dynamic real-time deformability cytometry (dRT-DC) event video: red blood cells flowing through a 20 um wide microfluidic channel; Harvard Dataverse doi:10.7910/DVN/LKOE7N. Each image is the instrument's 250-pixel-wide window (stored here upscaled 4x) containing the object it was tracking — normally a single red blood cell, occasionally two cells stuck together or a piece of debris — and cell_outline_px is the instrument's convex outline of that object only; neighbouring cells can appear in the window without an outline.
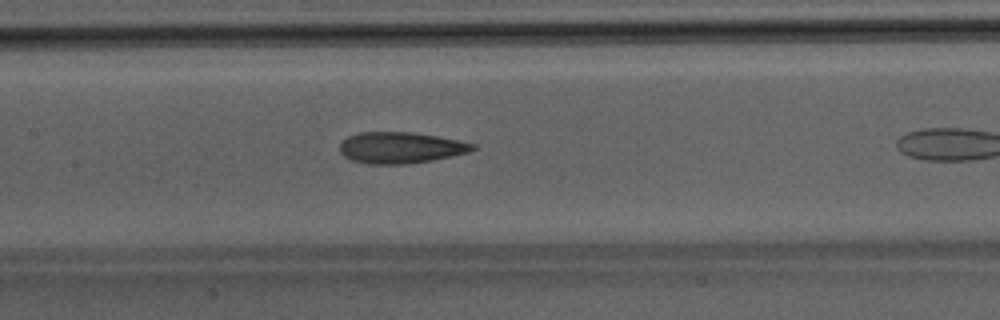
{"species": "Egyptian fruit bat (a non-hibernating species)", "species_latin": "Rousettus aegyptiacus", "temperature_condition": "room temperature", "stored_images_in_passage": 22, "camera_frame_rate_fps": 3000, "um_per_image_px": 0.085, "animal": {"sex": "male"}, "frame": {"image": 1, "passage_image": 7, "time_ms": 2.0, "image_size_px": [1000, 320], "cell_outline_px": [[476, 148], [468, 152], [432, 160], [408, 164], [368, 164], [352, 160], [344, 156], [340, 152], [340, 144], [348, 136], [360, 132], [416, 132], [476, 144]], "centroid_in_image_um": [34.03, 12.55], "position_along_channel_um": 173.4, "area_um2": 24.1}}
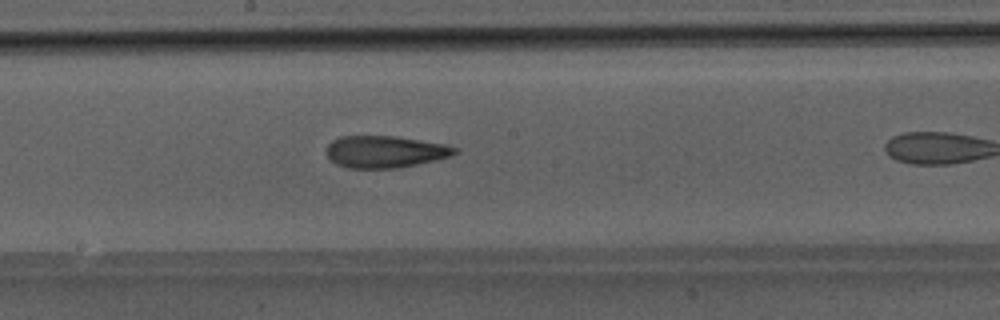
{"frame": {"image": 2, "passage_image": 10, "time_ms": 3.0, "image_size_px": [1000, 320], "cell_outline_px": [[460, 152], [452, 156], [416, 164], [396, 168], [348, 168], [336, 164], [328, 156], [328, 144], [332, 140], [340, 136], [396, 136], [444, 144], [456, 148]], "centroid_in_image_um": [32.74, 12.89], "position_along_channel_um": 215.5, "area_um2": 23.76}}